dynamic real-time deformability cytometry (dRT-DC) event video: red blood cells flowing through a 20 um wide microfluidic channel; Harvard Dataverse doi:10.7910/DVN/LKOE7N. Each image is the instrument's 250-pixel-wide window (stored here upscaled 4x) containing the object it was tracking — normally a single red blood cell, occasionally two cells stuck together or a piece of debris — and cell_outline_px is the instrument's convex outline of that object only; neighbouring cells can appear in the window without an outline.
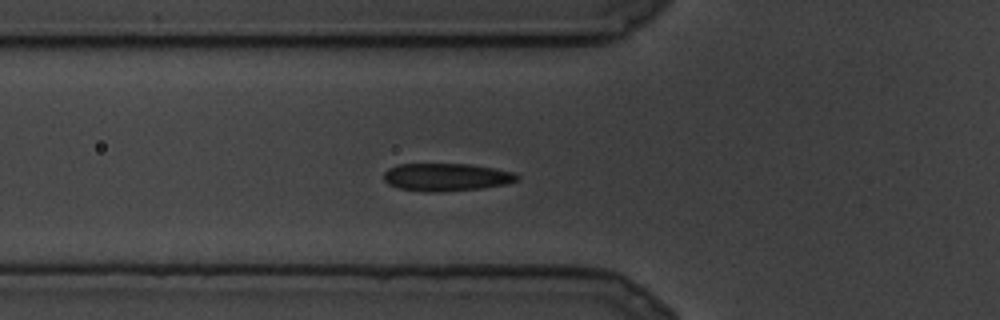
{"species": "common noctule bat (a hibernating species)", "species_latin": "Nyctalus noctula", "temperature_condition": "cold", "stored_images_in_passage": 6, "camera_frame_rate_fps": 3000, "um_per_image_px": 0.085, "animal": {"sex": "male", "body_mass_g": 19.5, "forearm_length_mm": 54.6}, "frame": {"image": 1, "passage_image": 2, "time_ms": 0.333, "image_size_px": [1000, 320], "cell_outline_px": [[520, 180], [508, 184], [480, 188], [440, 192], [424, 192], [400, 188], [388, 184], [384, 180], [384, 172], [388, 168], [396, 164], [472, 164], [516, 172], [520, 176]], "centroid_in_image_um": [37.98, 15.05], "position_along_channel_um": 87.8, "area_um2": 21.85}}
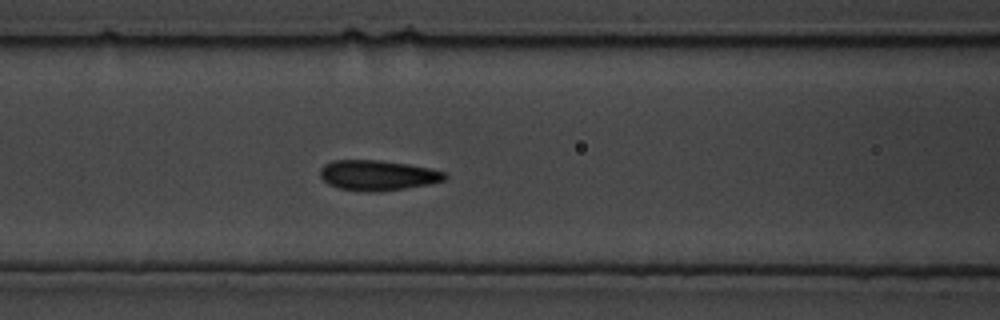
{"frame": {"image": 2, "passage_image": 4, "time_ms": 1.0, "image_size_px": [1000, 320], "cell_outline_px": [[448, 176], [444, 180], [428, 184], [404, 188], [368, 192], [340, 188], [328, 184], [320, 176], [320, 168], [324, 164], [332, 160], [380, 160], [408, 164], [428, 168], [444, 172]], "centroid_in_image_um": [32.06, 14.88], "position_along_channel_um": 134.5, "area_um2": 21.73}}
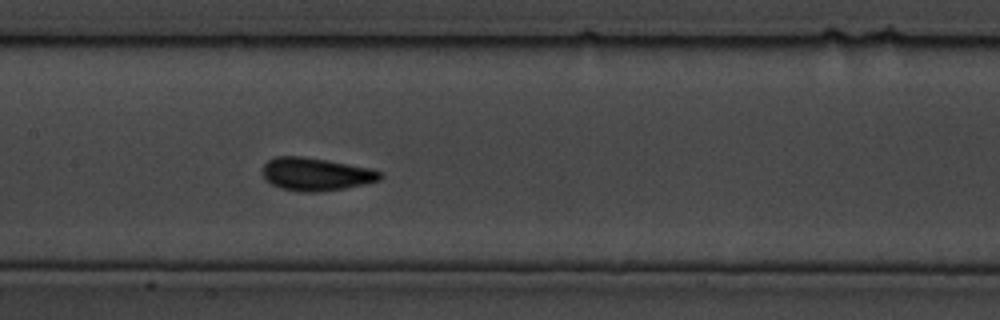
{"frame": {"image": 3, "passage_image": 6, "time_ms": 1.667, "image_size_px": [1000, 320], "cell_outline_px": [[384, 176], [380, 180], [364, 184], [344, 188], [316, 192], [296, 192], [280, 188], [272, 184], [264, 176], [264, 164], [268, 160], [276, 156], [304, 156], [328, 160], [368, 168], [380, 172]], "centroid_in_image_um": [26.85, 14.8], "position_along_channel_um": 180.6, "area_um2": 22.43}}